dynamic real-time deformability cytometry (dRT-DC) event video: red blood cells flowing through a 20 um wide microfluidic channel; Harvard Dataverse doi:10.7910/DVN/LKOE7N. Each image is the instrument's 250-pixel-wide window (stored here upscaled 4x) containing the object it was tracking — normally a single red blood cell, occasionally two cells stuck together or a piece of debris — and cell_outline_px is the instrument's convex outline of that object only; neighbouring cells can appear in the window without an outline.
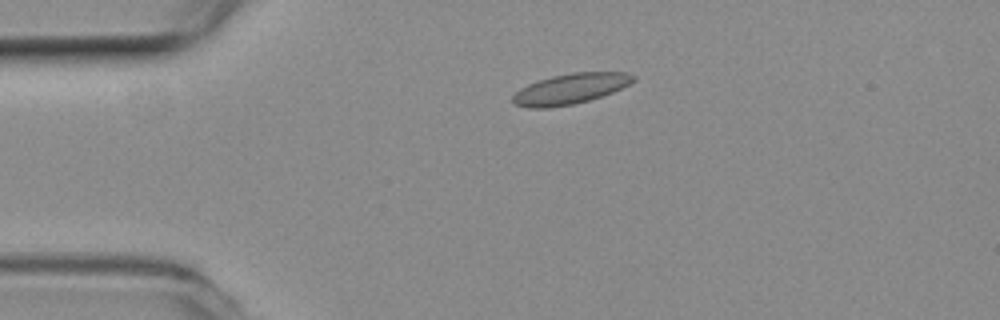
{"species": "common noctule bat (a hibernating species)", "species_latin": "Nyctalus noctula", "temperature_condition": "room temperature", "stored_images_in_passage": 4, "camera_frame_rate_fps": 3000, "um_per_image_px": 0.085, "animal": {"sex": "female", "body_mass_g": 19.3, "forearm_length_mm": 54.1}, "frame": {"image": 1, "passage_image": 3, "time_ms": 0.667, "image_size_px": [1000, 320], "cell_outline_px": [[636, 80], [612, 92], [588, 100], [572, 104], [548, 108], [528, 108], [512, 104], [512, 96], [520, 88], [528, 84], [552, 76], [572, 72], [628, 72], [636, 76]], "centroid_in_image_um": [48.45, 7.54], "position_along_channel_um": 36.5, "area_um2": 21.33}}